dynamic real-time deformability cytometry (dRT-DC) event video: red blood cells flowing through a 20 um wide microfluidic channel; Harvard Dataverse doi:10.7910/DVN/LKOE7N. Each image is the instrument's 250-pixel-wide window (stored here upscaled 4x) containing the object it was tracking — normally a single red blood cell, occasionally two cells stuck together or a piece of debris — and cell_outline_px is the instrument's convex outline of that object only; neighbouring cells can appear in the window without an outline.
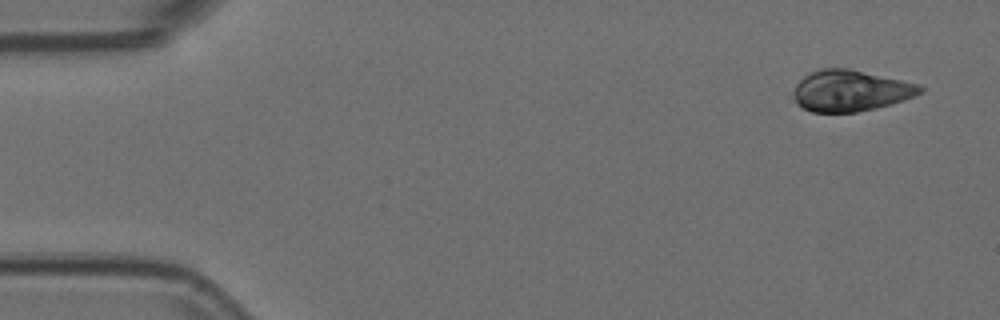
{"species": "Egyptian fruit bat (a non-hibernating species)", "species_latin": "Rousettus aegyptiacus", "temperature_condition": "room temperature", "stored_images_in_passage": 33, "camera_frame_rate_fps": 3000, "um_per_image_px": 0.085, "animal": {"sex": "female"}, "frame": {"image": 1, "passage_image": 1, "time_ms": 0.0, "image_size_px": [1000, 320], "cell_outline_px": [[924, 92], [916, 96], [892, 104], [876, 108], [856, 112], [812, 112], [800, 108], [788, 100], [796, 84], [804, 76], [820, 68], [848, 68], [920, 84], [924, 88]], "centroid_in_image_um": [72.24, 7.73], "position_along_channel_um": 12.8, "area_um2": 31.04}}